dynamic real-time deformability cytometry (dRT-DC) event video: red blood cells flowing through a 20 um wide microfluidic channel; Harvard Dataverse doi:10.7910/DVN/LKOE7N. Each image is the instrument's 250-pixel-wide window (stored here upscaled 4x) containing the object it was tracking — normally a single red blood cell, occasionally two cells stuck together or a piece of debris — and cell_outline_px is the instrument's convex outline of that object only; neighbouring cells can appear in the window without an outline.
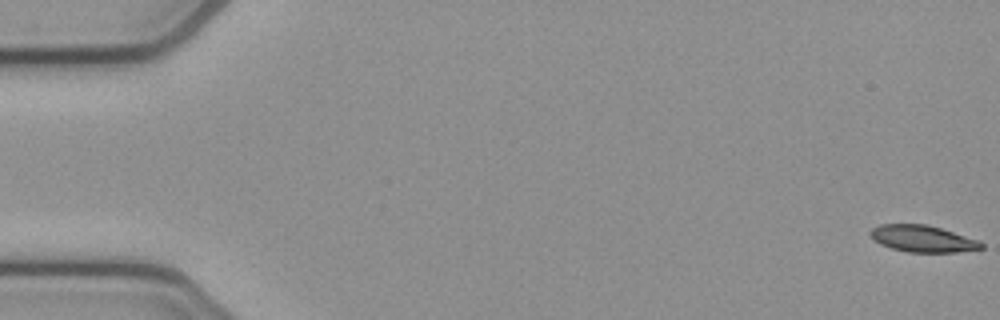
{"species": "common noctule bat (a hibernating species)", "species_latin": "Nyctalus noctula", "temperature_condition": "cold", "stored_images_in_passage": 5, "camera_frame_rate_fps": 3000, "um_per_image_px": 0.085, "animal": {"sex": "female", "body_mass_g": 21.9}, "frame": {"image": 1, "passage_image": 1, "time_ms": 0.0, "image_size_px": [1000, 320], "cell_outline_px": [[984, 248], [956, 252], [908, 252], [892, 248], [880, 244], [872, 240], [868, 232], [872, 228], [880, 224], [928, 224], [980, 240], [984, 244]], "centroid_in_image_um": [78.42, 20.28], "position_along_channel_um": 6.6, "area_um2": 17.46}}
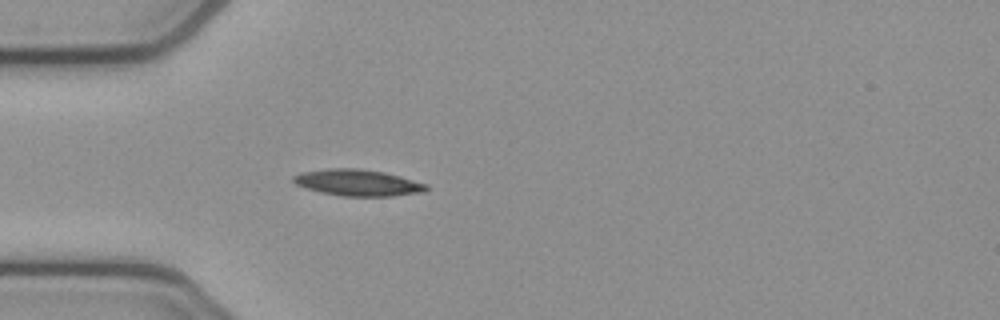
{"frame": {"image": 2, "passage_image": 5, "time_ms": 1.333, "image_size_px": [1000, 320], "cell_outline_px": [[428, 188], [424, 192], [392, 196], [344, 196], [320, 192], [296, 184], [292, 180], [292, 176], [300, 172], [328, 168], [360, 168], [384, 172], [400, 176], [428, 184]], "centroid_in_image_um": [30.42, 15.52], "position_along_channel_um": 54.6, "area_um2": 20.52}}